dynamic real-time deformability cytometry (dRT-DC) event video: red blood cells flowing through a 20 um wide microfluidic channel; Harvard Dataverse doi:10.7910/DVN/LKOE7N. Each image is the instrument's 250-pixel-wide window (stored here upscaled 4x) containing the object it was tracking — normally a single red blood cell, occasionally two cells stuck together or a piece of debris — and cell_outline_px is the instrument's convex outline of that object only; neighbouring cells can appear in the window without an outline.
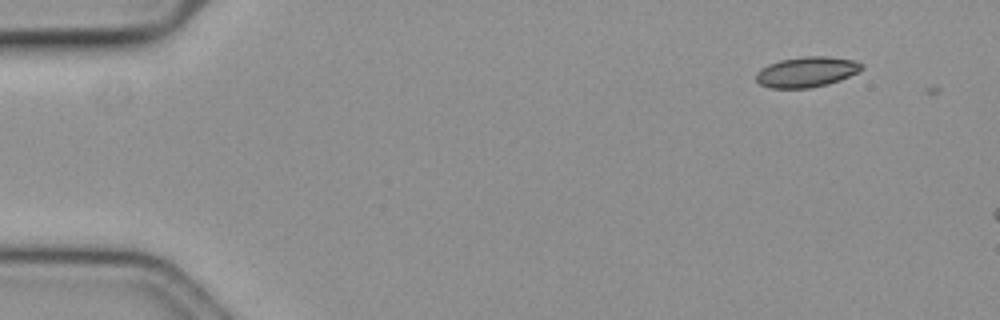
{"species": "common noctule bat (a hibernating species)", "species_latin": "Nyctalus noctula", "temperature_condition": "cold", "stored_images_in_passage": 2, "camera_frame_rate_fps": 3000, "um_per_image_px": 0.085, "animal": {"sex": "female", "body_mass_g": 19.3, "forearm_length_mm": 54.1}, "frame": {"image": 1, "passage_image": 1, "time_ms": 0.0, "image_size_px": [1000, 320], "cell_outline_px": [[864, 68], [840, 80], [828, 84], [808, 88], [772, 88], [760, 84], [756, 80], [756, 72], [760, 68], [768, 64], [780, 60], [804, 56], [828, 56], [856, 60], [864, 64]], "centroid_in_image_um": [68.56, 6.1], "position_along_channel_um": 16.4, "area_um2": 18.79}}